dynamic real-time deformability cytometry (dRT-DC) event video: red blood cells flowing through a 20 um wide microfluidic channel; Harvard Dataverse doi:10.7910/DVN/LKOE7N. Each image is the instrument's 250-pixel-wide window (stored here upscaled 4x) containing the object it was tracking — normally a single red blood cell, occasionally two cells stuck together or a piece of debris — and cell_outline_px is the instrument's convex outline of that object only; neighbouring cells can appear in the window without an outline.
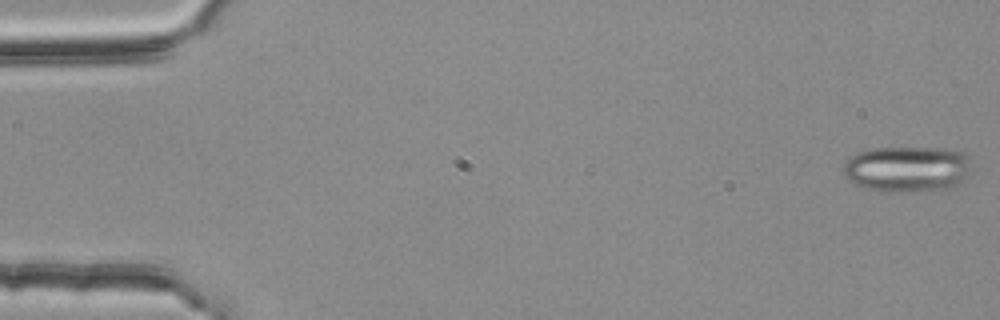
{"species": "common noctule bat (a hibernating species)", "species_latin": "Nyctalus noctula", "temperature_condition": "room temperature", "stored_images_in_passage": 12, "camera_frame_rate_fps": 3000, "um_per_image_px": 0.085, "animal": {"sex": "female", "body_mass_g": 25.1}, "frame": {"image": 1, "passage_image": 1, "time_ms": 0.0, "image_size_px": [1000, 320], "cell_outline_px": [[968, 172], [960, 184], [952, 188], [916, 192], [884, 192], [864, 188], [848, 180], [844, 176], [844, 160], [848, 156], [856, 152], [868, 148], [928, 148], [964, 152], [968, 156]], "centroid_in_image_um": [77.03, 14.38], "position_along_channel_um": 8.0, "area_um2": 34.62}}